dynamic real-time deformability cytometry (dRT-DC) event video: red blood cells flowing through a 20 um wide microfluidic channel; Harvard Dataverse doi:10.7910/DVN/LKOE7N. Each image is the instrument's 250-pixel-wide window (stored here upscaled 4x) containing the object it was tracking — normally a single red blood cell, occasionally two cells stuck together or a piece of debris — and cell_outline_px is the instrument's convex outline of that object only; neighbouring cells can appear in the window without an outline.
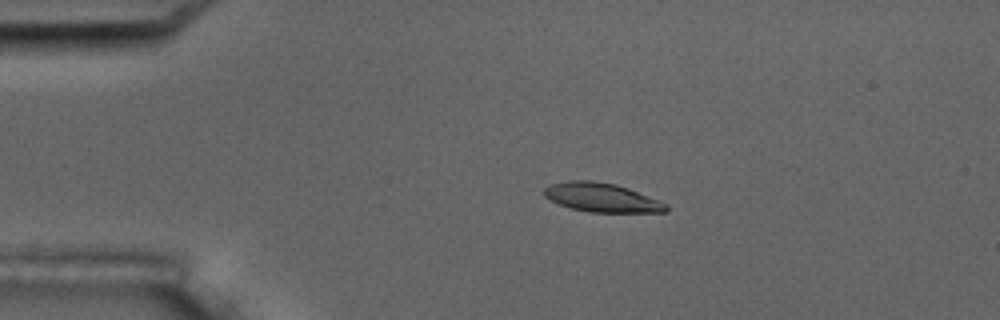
{"species": "common noctule bat (a hibernating species)", "species_latin": "Nyctalus noctula", "temperature_condition": "room temperature", "stored_images_in_passage": 5, "camera_frame_rate_fps": 3000, "um_per_image_px": 0.085, "animal": {"sex": "male", "body_mass_g": 17.5, "forearm_length_mm": 52.3}, "frame": {"image": 1, "passage_image": 4, "time_ms": 3.667, "image_size_px": [1000, 320], "cell_outline_px": [[668, 212], [588, 212], [572, 208], [560, 204], [544, 196], [544, 188], [548, 184], [568, 180], [592, 180], [616, 184], [628, 188], [660, 200], [668, 204]], "centroid_in_image_um": [51.16, 16.78], "position_along_channel_um": 33.8, "area_um2": 20.69}}